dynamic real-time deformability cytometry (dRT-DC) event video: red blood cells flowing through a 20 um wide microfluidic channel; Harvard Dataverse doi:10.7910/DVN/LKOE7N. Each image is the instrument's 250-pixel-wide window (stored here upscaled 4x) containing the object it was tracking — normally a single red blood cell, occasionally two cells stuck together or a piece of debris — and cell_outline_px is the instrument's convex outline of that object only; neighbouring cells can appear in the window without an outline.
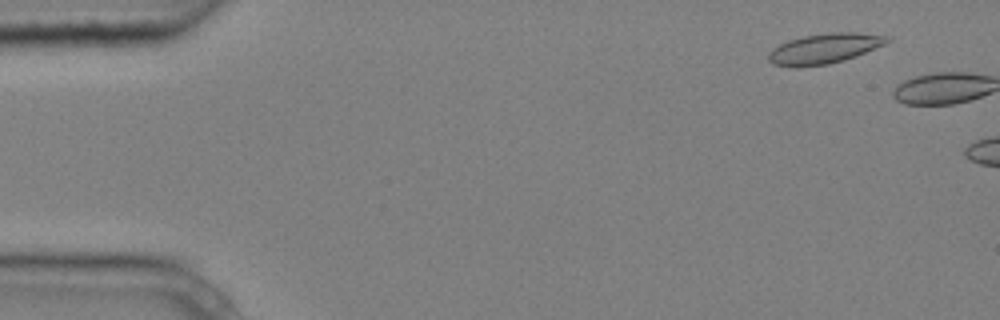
{"species": "common noctule bat (a hibernating species)", "species_latin": "Nyctalus noctula", "temperature_condition": "cold", "stored_images_in_passage": 3, "camera_frame_rate_fps": 3000, "um_per_image_px": 0.085, "animal": {"sex": "male", "body_mass_g": 20.4}, "frame": {"image": 1, "passage_image": 2, "time_ms": 0.333, "image_size_px": [1000, 320], "cell_outline_px": [[892, 40], [884, 44], [856, 56], [844, 60], [828, 64], [796, 68], [772, 64], [768, 60], [768, 52], [772, 48], [788, 40], [804, 36], [828, 32], [856, 32], [888, 36]], "centroid_in_image_um": [70.03, 4.13], "position_along_channel_um": 15.0, "area_um2": 20.98}}